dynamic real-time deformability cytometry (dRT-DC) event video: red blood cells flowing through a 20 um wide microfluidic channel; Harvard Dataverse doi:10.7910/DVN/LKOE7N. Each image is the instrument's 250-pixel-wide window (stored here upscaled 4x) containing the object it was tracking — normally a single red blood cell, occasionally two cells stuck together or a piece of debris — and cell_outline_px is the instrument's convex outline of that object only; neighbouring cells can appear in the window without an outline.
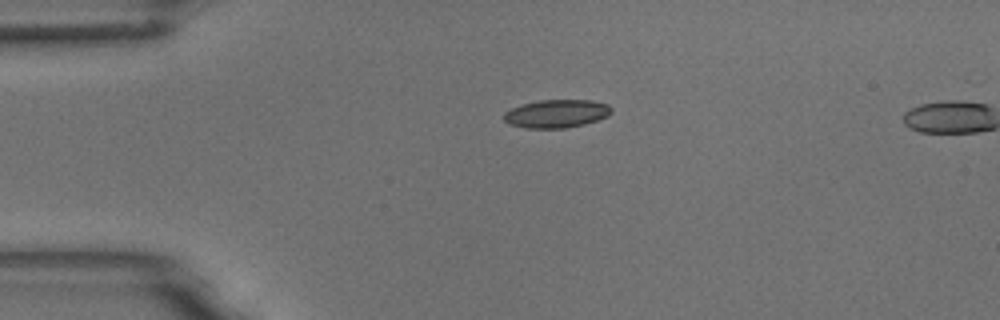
{"species": "common noctule bat (a hibernating species)", "species_latin": "Nyctalus noctula", "temperature_condition": "room temperature", "stored_images_in_passage": 3, "segment_of_instrument_passage": [1, 2], "camera_frame_rate_fps": 3000, "um_per_image_px": 0.085, "animal": {"sex": "male", "body_mass_g": 18.8}, "frame": {"image": 1, "passage_image": 1, "time_ms": 0.0, "image_size_px": [1000, 320], "cell_outline_px": [[612, 112], [608, 116], [584, 124], [564, 128], [524, 128], [508, 124], [504, 120], [504, 112], [520, 104], [540, 100], [592, 100], [608, 104], [612, 108]], "centroid_in_image_um": [47.29, 9.66], "position_along_channel_um": 37.7, "area_um2": 17.74}}